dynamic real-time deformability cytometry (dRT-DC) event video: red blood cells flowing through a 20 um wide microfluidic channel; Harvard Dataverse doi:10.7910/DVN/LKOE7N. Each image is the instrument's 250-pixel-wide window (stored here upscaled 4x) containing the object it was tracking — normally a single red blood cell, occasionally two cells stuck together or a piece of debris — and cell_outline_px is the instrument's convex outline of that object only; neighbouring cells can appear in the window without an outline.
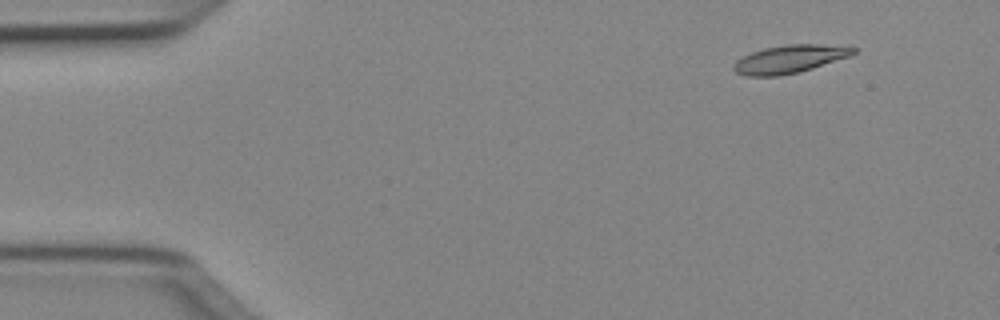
{"species": "Egyptian fruit bat (a non-hibernating species)", "species_latin": "Rousettus aegyptiacus", "temperature_condition": "cold", "stored_images_in_passage": 46, "camera_frame_rate_fps": 3000, "um_per_image_px": 0.085, "animal": {"sex": "female"}, "frame": {"image": 1, "passage_image": 1, "time_ms": 0.0, "image_size_px": [1000, 320], "cell_outline_px": [[856, 52], [848, 56], [800, 72], [780, 76], [748, 76], [736, 72], [732, 68], [732, 64], [736, 60], [752, 52], [764, 48], [784, 44], [820, 44], [856, 48]], "centroid_in_image_um": [67.05, 5.02], "position_along_channel_um": 17.9, "area_um2": 19.36}}
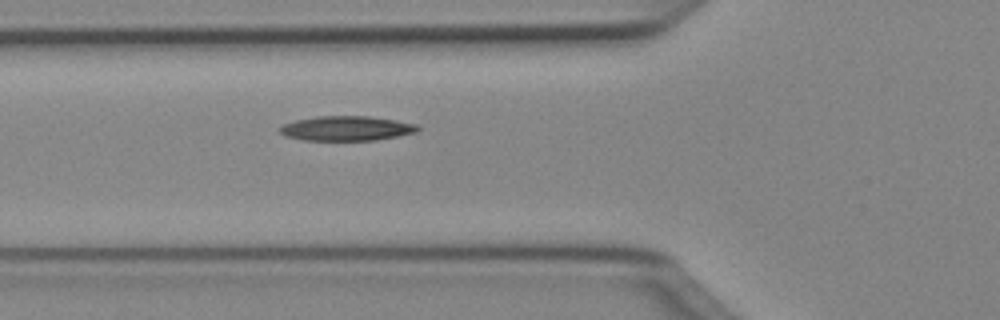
{"frame": {"image": 2, "passage_image": 14, "time_ms": 4.333, "image_size_px": [1000, 320], "cell_outline_px": [[420, 128], [416, 132], [376, 140], [304, 140], [284, 136], [276, 128], [284, 124], [296, 120], [316, 116], [368, 116], [396, 120], [416, 124]], "centroid_in_image_um": [29.41, 10.91], "position_along_channel_um": 96.4, "area_um2": 19.83}}
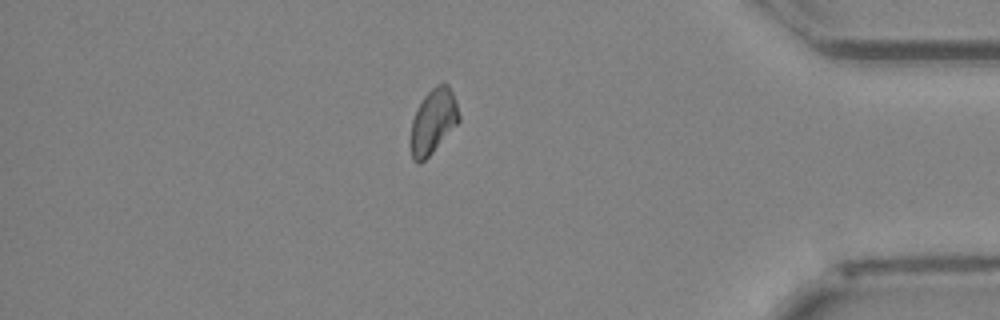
{"frame": {"image": 3, "passage_image": 39, "time_ms": 12.667, "image_size_px": [1000, 320], "cell_outline_px": [[460, 120], [432, 152], [420, 164], [416, 164], [412, 160], [412, 120], [416, 108], [424, 96], [436, 84], [444, 80], [448, 84], [456, 100], [460, 116]], "centroid_in_image_um": [36.83, 10.26], "position_along_channel_um": 398.4, "area_um2": 18.09}, "authors_computed_cell_mechanics": {"area_um2": 19.074, "velocity_mm_per_s": 4.0309, "shape_relaxation_time_tau1_ms": 6.5382, "shape_relaxation_time_tau2_ms": null, "deformation_change_tau1": 0.134, "deformation_change_tau2": null}}